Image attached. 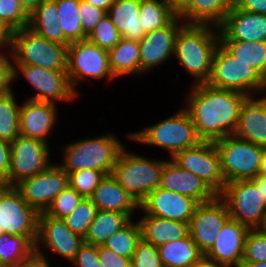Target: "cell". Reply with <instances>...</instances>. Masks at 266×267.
Listing matches in <instances>:
<instances>
[{
	"label": "cell",
	"instance_id": "cell-37",
	"mask_svg": "<svg viewBox=\"0 0 266 267\" xmlns=\"http://www.w3.org/2000/svg\"><path fill=\"white\" fill-rule=\"evenodd\" d=\"M132 220L107 238L103 246L120 256L132 258L137 244L142 240L140 224Z\"/></svg>",
	"mask_w": 266,
	"mask_h": 267
},
{
	"label": "cell",
	"instance_id": "cell-41",
	"mask_svg": "<svg viewBox=\"0 0 266 267\" xmlns=\"http://www.w3.org/2000/svg\"><path fill=\"white\" fill-rule=\"evenodd\" d=\"M121 34L111 22V19L106 14L95 26V28L87 35V40L99 46L101 49L109 51L120 40Z\"/></svg>",
	"mask_w": 266,
	"mask_h": 267
},
{
	"label": "cell",
	"instance_id": "cell-61",
	"mask_svg": "<svg viewBox=\"0 0 266 267\" xmlns=\"http://www.w3.org/2000/svg\"><path fill=\"white\" fill-rule=\"evenodd\" d=\"M260 229L266 233V214H265V219H264V222L262 224V226L260 227Z\"/></svg>",
	"mask_w": 266,
	"mask_h": 267
},
{
	"label": "cell",
	"instance_id": "cell-51",
	"mask_svg": "<svg viewBox=\"0 0 266 267\" xmlns=\"http://www.w3.org/2000/svg\"><path fill=\"white\" fill-rule=\"evenodd\" d=\"M234 4L243 11L266 14V0H234Z\"/></svg>",
	"mask_w": 266,
	"mask_h": 267
},
{
	"label": "cell",
	"instance_id": "cell-33",
	"mask_svg": "<svg viewBox=\"0 0 266 267\" xmlns=\"http://www.w3.org/2000/svg\"><path fill=\"white\" fill-rule=\"evenodd\" d=\"M35 256V245L26 237L0 233V266L20 267Z\"/></svg>",
	"mask_w": 266,
	"mask_h": 267
},
{
	"label": "cell",
	"instance_id": "cell-53",
	"mask_svg": "<svg viewBox=\"0 0 266 267\" xmlns=\"http://www.w3.org/2000/svg\"><path fill=\"white\" fill-rule=\"evenodd\" d=\"M12 31L7 28L0 21V51L6 47V50H10L11 47Z\"/></svg>",
	"mask_w": 266,
	"mask_h": 267
},
{
	"label": "cell",
	"instance_id": "cell-34",
	"mask_svg": "<svg viewBox=\"0 0 266 267\" xmlns=\"http://www.w3.org/2000/svg\"><path fill=\"white\" fill-rule=\"evenodd\" d=\"M219 41L231 55L249 64L266 79V41Z\"/></svg>",
	"mask_w": 266,
	"mask_h": 267
},
{
	"label": "cell",
	"instance_id": "cell-19",
	"mask_svg": "<svg viewBox=\"0 0 266 267\" xmlns=\"http://www.w3.org/2000/svg\"><path fill=\"white\" fill-rule=\"evenodd\" d=\"M198 204L191 197L158 187L140 203V211L146 215L190 223Z\"/></svg>",
	"mask_w": 266,
	"mask_h": 267
},
{
	"label": "cell",
	"instance_id": "cell-23",
	"mask_svg": "<svg viewBox=\"0 0 266 267\" xmlns=\"http://www.w3.org/2000/svg\"><path fill=\"white\" fill-rule=\"evenodd\" d=\"M159 187L191 197L198 203L211 201L216 196L198 176L181 168L172 159L164 163Z\"/></svg>",
	"mask_w": 266,
	"mask_h": 267
},
{
	"label": "cell",
	"instance_id": "cell-44",
	"mask_svg": "<svg viewBox=\"0 0 266 267\" xmlns=\"http://www.w3.org/2000/svg\"><path fill=\"white\" fill-rule=\"evenodd\" d=\"M266 261V233L260 228L250 229L244 245L242 262Z\"/></svg>",
	"mask_w": 266,
	"mask_h": 267
},
{
	"label": "cell",
	"instance_id": "cell-8",
	"mask_svg": "<svg viewBox=\"0 0 266 267\" xmlns=\"http://www.w3.org/2000/svg\"><path fill=\"white\" fill-rule=\"evenodd\" d=\"M225 183L249 180L259 175L263 147L233 135L214 142Z\"/></svg>",
	"mask_w": 266,
	"mask_h": 267
},
{
	"label": "cell",
	"instance_id": "cell-11",
	"mask_svg": "<svg viewBox=\"0 0 266 267\" xmlns=\"http://www.w3.org/2000/svg\"><path fill=\"white\" fill-rule=\"evenodd\" d=\"M39 213L22 197L15 186L0 190V233L26 236L34 245Z\"/></svg>",
	"mask_w": 266,
	"mask_h": 267
},
{
	"label": "cell",
	"instance_id": "cell-49",
	"mask_svg": "<svg viewBox=\"0 0 266 267\" xmlns=\"http://www.w3.org/2000/svg\"><path fill=\"white\" fill-rule=\"evenodd\" d=\"M98 257L101 267H131V258L120 256L103 245L98 246Z\"/></svg>",
	"mask_w": 266,
	"mask_h": 267
},
{
	"label": "cell",
	"instance_id": "cell-39",
	"mask_svg": "<svg viewBox=\"0 0 266 267\" xmlns=\"http://www.w3.org/2000/svg\"><path fill=\"white\" fill-rule=\"evenodd\" d=\"M97 211L98 209L92 203L90 198L83 197L73 212L63 220L72 232L81 235L84 238Z\"/></svg>",
	"mask_w": 266,
	"mask_h": 267
},
{
	"label": "cell",
	"instance_id": "cell-12",
	"mask_svg": "<svg viewBox=\"0 0 266 267\" xmlns=\"http://www.w3.org/2000/svg\"><path fill=\"white\" fill-rule=\"evenodd\" d=\"M49 143L18 135L10 143L8 186L46 170L51 165Z\"/></svg>",
	"mask_w": 266,
	"mask_h": 267
},
{
	"label": "cell",
	"instance_id": "cell-17",
	"mask_svg": "<svg viewBox=\"0 0 266 267\" xmlns=\"http://www.w3.org/2000/svg\"><path fill=\"white\" fill-rule=\"evenodd\" d=\"M84 238L72 232L63 219H58L40 212L38 215L37 239L35 249H48V253L58 254L72 262ZM45 246V247H44Z\"/></svg>",
	"mask_w": 266,
	"mask_h": 267
},
{
	"label": "cell",
	"instance_id": "cell-45",
	"mask_svg": "<svg viewBox=\"0 0 266 267\" xmlns=\"http://www.w3.org/2000/svg\"><path fill=\"white\" fill-rule=\"evenodd\" d=\"M131 267H164L156 246L141 240L131 258Z\"/></svg>",
	"mask_w": 266,
	"mask_h": 267
},
{
	"label": "cell",
	"instance_id": "cell-3",
	"mask_svg": "<svg viewBox=\"0 0 266 267\" xmlns=\"http://www.w3.org/2000/svg\"><path fill=\"white\" fill-rule=\"evenodd\" d=\"M124 146L113 133L70 142L64 145L63 162L58 165L67 174L81 169H95L105 175L111 174Z\"/></svg>",
	"mask_w": 266,
	"mask_h": 267
},
{
	"label": "cell",
	"instance_id": "cell-58",
	"mask_svg": "<svg viewBox=\"0 0 266 267\" xmlns=\"http://www.w3.org/2000/svg\"><path fill=\"white\" fill-rule=\"evenodd\" d=\"M21 5L30 14L44 0H19Z\"/></svg>",
	"mask_w": 266,
	"mask_h": 267
},
{
	"label": "cell",
	"instance_id": "cell-30",
	"mask_svg": "<svg viewBox=\"0 0 266 267\" xmlns=\"http://www.w3.org/2000/svg\"><path fill=\"white\" fill-rule=\"evenodd\" d=\"M139 41L121 40L108 51L109 66L115 78L140 75Z\"/></svg>",
	"mask_w": 266,
	"mask_h": 267
},
{
	"label": "cell",
	"instance_id": "cell-36",
	"mask_svg": "<svg viewBox=\"0 0 266 267\" xmlns=\"http://www.w3.org/2000/svg\"><path fill=\"white\" fill-rule=\"evenodd\" d=\"M177 16L165 0H141L139 20L146 33L164 28Z\"/></svg>",
	"mask_w": 266,
	"mask_h": 267
},
{
	"label": "cell",
	"instance_id": "cell-6",
	"mask_svg": "<svg viewBox=\"0 0 266 267\" xmlns=\"http://www.w3.org/2000/svg\"><path fill=\"white\" fill-rule=\"evenodd\" d=\"M165 161L145 158L123 147L111 174L124 190L141 203L159 187Z\"/></svg>",
	"mask_w": 266,
	"mask_h": 267
},
{
	"label": "cell",
	"instance_id": "cell-29",
	"mask_svg": "<svg viewBox=\"0 0 266 267\" xmlns=\"http://www.w3.org/2000/svg\"><path fill=\"white\" fill-rule=\"evenodd\" d=\"M234 5V0H193L179 15L185 24L219 27Z\"/></svg>",
	"mask_w": 266,
	"mask_h": 267
},
{
	"label": "cell",
	"instance_id": "cell-50",
	"mask_svg": "<svg viewBox=\"0 0 266 267\" xmlns=\"http://www.w3.org/2000/svg\"><path fill=\"white\" fill-rule=\"evenodd\" d=\"M10 143L0 139V181L8 186Z\"/></svg>",
	"mask_w": 266,
	"mask_h": 267
},
{
	"label": "cell",
	"instance_id": "cell-27",
	"mask_svg": "<svg viewBox=\"0 0 266 267\" xmlns=\"http://www.w3.org/2000/svg\"><path fill=\"white\" fill-rule=\"evenodd\" d=\"M140 3L141 0H115L106 13L124 39L140 41L147 34L139 20Z\"/></svg>",
	"mask_w": 266,
	"mask_h": 267
},
{
	"label": "cell",
	"instance_id": "cell-24",
	"mask_svg": "<svg viewBox=\"0 0 266 267\" xmlns=\"http://www.w3.org/2000/svg\"><path fill=\"white\" fill-rule=\"evenodd\" d=\"M233 136L266 147V94L245 99Z\"/></svg>",
	"mask_w": 266,
	"mask_h": 267
},
{
	"label": "cell",
	"instance_id": "cell-18",
	"mask_svg": "<svg viewBox=\"0 0 266 267\" xmlns=\"http://www.w3.org/2000/svg\"><path fill=\"white\" fill-rule=\"evenodd\" d=\"M185 22L177 16L164 28L148 32L139 41L140 75L155 69L174 56L175 39Z\"/></svg>",
	"mask_w": 266,
	"mask_h": 267
},
{
	"label": "cell",
	"instance_id": "cell-26",
	"mask_svg": "<svg viewBox=\"0 0 266 267\" xmlns=\"http://www.w3.org/2000/svg\"><path fill=\"white\" fill-rule=\"evenodd\" d=\"M138 220L142 240L159 247L162 244L178 240L189 235V223L143 214Z\"/></svg>",
	"mask_w": 266,
	"mask_h": 267
},
{
	"label": "cell",
	"instance_id": "cell-59",
	"mask_svg": "<svg viewBox=\"0 0 266 267\" xmlns=\"http://www.w3.org/2000/svg\"><path fill=\"white\" fill-rule=\"evenodd\" d=\"M259 175L266 176V147L263 148L261 163L259 168Z\"/></svg>",
	"mask_w": 266,
	"mask_h": 267
},
{
	"label": "cell",
	"instance_id": "cell-43",
	"mask_svg": "<svg viewBox=\"0 0 266 267\" xmlns=\"http://www.w3.org/2000/svg\"><path fill=\"white\" fill-rule=\"evenodd\" d=\"M82 198L83 197L69 185L54 198L45 213L54 218L64 219L73 212Z\"/></svg>",
	"mask_w": 266,
	"mask_h": 267
},
{
	"label": "cell",
	"instance_id": "cell-4",
	"mask_svg": "<svg viewBox=\"0 0 266 267\" xmlns=\"http://www.w3.org/2000/svg\"><path fill=\"white\" fill-rule=\"evenodd\" d=\"M130 141L159 147L169 151L171 159L182 150L197 146L198 137L192 118L183 107L169 118L154 123L138 132L126 135Z\"/></svg>",
	"mask_w": 266,
	"mask_h": 267
},
{
	"label": "cell",
	"instance_id": "cell-48",
	"mask_svg": "<svg viewBox=\"0 0 266 267\" xmlns=\"http://www.w3.org/2000/svg\"><path fill=\"white\" fill-rule=\"evenodd\" d=\"M75 267H101L98 246L83 243L71 262Z\"/></svg>",
	"mask_w": 266,
	"mask_h": 267
},
{
	"label": "cell",
	"instance_id": "cell-57",
	"mask_svg": "<svg viewBox=\"0 0 266 267\" xmlns=\"http://www.w3.org/2000/svg\"><path fill=\"white\" fill-rule=\"evenodd\" d=\"M96 8L104 10L106 13L115 0H84Z\"/></svg>",
	"mask_w": 266,
	"mask_h": 267
},
{
	"label": "cell",
	"instance_id": "cell-28",
	"mask_svg": "<svg viewBox=\"0 0 266 267\" xmlns=\"http://www.w3.org/2000/svg\"><path fill=\"white\" fill-rule=\"evenodd\" d=\"M37 35L45 39L68 46L70 42L64 37V33L58 21V9L55 0L42 1L30 14L27 26Z\"/></svg>",
	"mask_w": 266,
	"mask_h": 267
},
{
	"label": "cell",
	"instance_id": "cell-13",
	"mask_svg": "<svg viewBox=\"0 0 266 267\" xmlns=\"http://www.w3.org/2000/svg\"><path fill=\"white\" fill-rule=\"evenodd\" d=\"M172 160L181 168L198 176L216 195L222 193L226 183L214 142L202 141L197 146L178 152Z\"/></svg>",
	"mask_w": 266,
	"mask_h": 267
},
{
	"label": "cell",
	"instance_id": "cell-40",
	"mask_svg": "<svg viewBox=\"0 0 266 267\" xmlns=\"http://www.w3.org/2000/svg\"><path fill=\"white\" fill-rule=\"evenodd\" d=\"M0 21L13 32L28 26L29 13L19 0H0Z\"/></svg>",
	"mask_w": 266,
	"mask_h": 267
},
{
	"label": "cell",
	"instance_id": "cell-7",
	"mask_svg": "<svg viewBox=\"0 0 266 267\" xmlns=\"http://www.w3.org/2000/svg\"><path fill=\"white\" fill-rule=\"evenodd\" d=\"M13 65H33L54 71H66L67 47L49 41L28 27L12 32Z\"/></svg>",
	"mask_w": 266,
	"mask_h": 267
},
{
	"label": "cell",
	"instance_id": "cell-5",
	"mask_svg": "<svg viewBox=\"0 0 266 267\" xmlns=\"http://www.w3.org/2000/svg\"><path fill=\"white\" fill-rule=\"evenodd\" d=\"M207 84L219 89L238 91L247 96L256 94L259 97L266 94V79L249 64L231 55L220 43L213 56Z\"/></svg>",
	"mask_w": 266,
	"mask_h": 267
},
{
	"label": "cell",
	"instance_id": "cell-62",
	"mask_svg": "<svg viewBox=\"0 0 266 267\" xmlns=\"http://www.w3.org/2000/svg\"><path fill=\"white\" fill-rule=\"evenodd\" d=\"M5 184L2 182V181H0V190H1V188L4 186Z\"/></svg>",
	"mask_w": 266,
	"mask_h": 267
},
{
	"label": "cell",
	"instance_id": "cell-55",
	"mask_svg": "<svg viewBox=\"0 0 266 267\" xmlns=\"http://www.w3.org/2000/svg\"><path fill=\"white\" fill-rule=\"evenodd\" d=\"M169 7L179 16L193 0H165Z\"/></svg>",
	"mask_w": 266,
	"mask_h": 267
},
{
	"label": "cell",
	"instance_id": "cell-21",
	"mask_svg": "<svg viewBox=\"0 0 266 267\" xmlns=\"http://www.w3.org/2000/svg\"><path fill=\"white\" fill-rule=\"evenodd\" d=\"M218 28L219 40L266 41V14L243 11L234 4Z\"/></svg>",
	"mask_w": 266,
	"mask_h": 267
},
{
	"label": "cell",
	"instance_id": "cell-52",
	"mask_svg": "<svg viewBox=\"0 0 266 267\" xmlns=\"http://www.w3.org/2000/svg\"><path fill=\"white\" fill-rule=\"evenodd\" d=\"M44 252L41 248L35 249V256L20 267H52Z\"/></svg>",
	"mask_w": 266,
	"mask_h": 267
},
{
	"label": "cell",
	"instance_id": "cell-2",
	"mask_svg": "<svg viewBox=\"0 0 266 267\" xmlns=\"http://www.w3.org/2000/svg\"><path fill=\"white\" fill-rule=\"evenodd\" d=\"M219 43L218 27L184 24L179 29L175 39L174 56L187 73L195 78L194 85L207 83Z\"/></svg>",
	"mask_w": 266,
	"mask_h": 267
},
{
	"label": "cell",
	"instance_id": "cell-46",
	"mask_svg": "<svg viewBox=\"0 0 266 267\" xmlns=\"http://www.w3.org/2000/svg\"><path fill=\"white\" fill-rule=\"evenodd\" d=\"M79 15L82 29L84 33L88 35L95 28L96 24L106 15V12L84 0H80Z\"/></svg>",
	"mask_w": 266,
	"mask_h": 267
},
{
	"label": "cell",
	"instance_id": "cell-25",
	"mask_svg": "<svg viewBox=\"0 0 266 267\" xmlns=\"http://www.w3.org/2000/svg\"><path fill=\"white\" fill-rule=\"evenodd\" d=\"M98 210L127 214L131 219L140 203L124 190L112 174H106L89 197Z\"/></svg>",
	"mask_w": 266,
	"mask_h": 267
},
{
	"label": "cell",
	"instance_id": "cell-56",
	"mask_svg": "<svg viewBox=\"0 0 266 267\" xmlns=\"http://www.w3.org/2000/svg\"><path fill=\"white\" fill-rule=\"evenodd\" d=\"M257 188L260 189V194L262 195V198L266 205V176L257 175L256 177L251 179Z\"/></svg>",
	"mask_w": 266,
	"mask_h": 267
},
{
	"label": "cell",
	"instance_id": "cell-60",
	"mask_svg": "<svg viewBox=\"0 0 266 267\" xmlns=\"http://www.w3.org/2000/svg\"><path fill=\"white\" fill-rule=\"evenodd\" d=\"M239 267H266V261L263 262H241Z\"/></svg>",
	"mask_w": 266,
	"mask_h": 267
},
{
	"label": "cell",
	"instance_id": "cell-9",
	"mask_svg": "<svg viewBox=\"0 0 266 267\" xmlns=\"http://www.w3.org/2000/svg\"><path fill=\"white\" fill-rule=\"evenodd\" d=\"M67 74L73 90L89 79L108 81L116 79L109 66L108 51L90 43L87 39L74 41L67 46ZM88 78V80H87Z\"/></svg>",
	"mask_w": 266,
	"mask_h": 267
},
{
	"label": "cell",
	"instance_id": "cell-16",
	"mask_svg": "<svg viewBox=\"0 0 266 267\" xmlns=\"http://www.w3.org/2000/svg\"><path fill=\"white\" fill-rule=\"evenodd\" d=\"M230 218L228 207L219 195L197 205L189 223V234L202 254L214 245L218 233Z\"/></svg>",
	"mask_w": 266,
	"mask_h": 267
},
{
	"label": "cell",
	"instance_id": "cell-14",
	"mask_svg": "<svg viewBox=\"0 0 266 267\" xmlns=\"http://www.w3.org/2000/svg\"><path fill=\"white\" fill-rule=\"evenodd\" d=\"M20 73L37 91L27 99L57 104L59 100L73 101L79 95L73 90L67 71H54L33 65H14V81Z\"/></svg>",
	"mask_w": 266,
	"mask_h": 267
},
{
	"label": "cell",
	"instance_id": "cell-32",
	"mask_svg": "<svg viewBox=\"0 0 266 267\" xmlns=\"http://www.w3.org/2000/svg\"><path fill=\"white\" fill-rule=\"evenodd\" d=\"M130 220L131 218L127 214L121 212L98 210L84 236V243L94 246L104 245L107 238L124 227Z\"/></svg>",
	"mask_w": 266,
	"mask_h": 267
},
{
	"label": "cell",
	"instance_id": "cell-20",
	"mask_svg": "<svg viewBox=\"0 0 266 267\" xmlns=\"http://www.w3.org/2000/svg\"><path fill=\"white\" fill-rule=\"evenodd\" d=\"M57 104L27 99L20 105L19 135L48 143L59 112Z\"/></svg>",
	"mask_w": 266,
	"mask_h": 267
},
{
	"label": "cell",
	"instance_id": "cell-15",
	"mask_svg": "<svg viewBox=\"0 0 266 267\" xmlns=\"http://www.w3.org/2000/svg\"><path fill=\"white\" fill-rule=\"evenodd\" d=\"M68 186L69 174L53 162L46 170L15 185L23 199L38 213L45 212L54 198Z\"/></svg>",
	"mask_w": 266,
	"mask_h": 267
},
{
	"label": "cell",
	"instance_id": "cell-10",
	"mask_svg": "<svg viewBox=\"0 0 266 267\" xmlns=\"http://www.w3.org/2000/svg\"><path fill=\"white\" fill-rule=\"evenodd\" d=\"M219 196L225 201L231 219L237 220L250 229L262 226L266 205L260 189L251 179L226 183Z\"/></svg>",
	"mask_w": 266,
	"mask_h": 267
},
{
	"label": "cell",
	"instance_id": "cell-38",
	"mask_svg": "<svg viewBox=\"0 0 266 267\" xmlns=\"http://www.w3.org/2000/svg\"><path fill=\"white\" fill-rule=\"evenodd\" d=\"M14 91L0 96V139L11 143L19 135L20 105Z\"/></svg>",
	"mask_w": 266,
	"mask_h": 267
},
{
	"label": "cell",
	"instance_id": "cell-22",
	"mask_svg": "<svg viewBox=\"0 0 266 267\" xmlns=\"http://www.w3.org/2000/svg\"><path fill=\"white\" fill-rule=\"evenodd\" d=\"M249 230L250 228L246 225L230 218L218 233L214 245L205 255L228 267H239Z\"/></svg>",
	"mask_w": 266,
	"mask_h": 267
},
{
	"label": "cell",
	"instance_id": "cell-42",
	"mask_svg": "<svg viewBox=\"0 0 266 267\" xmlns=\"http://www.w3.org/2000/svg\"><path fill=\"white\" fill-rule=\"evenodd\" d=\"M104 176L100 170H77L69 173V185L82 197L89 198Z\"/></svg>",
	"mask_w": 266,
	"mask_h": 267
},
{
	"label": "cell",
	"instance_id": "cell-31",
	"mask_svg": "<svg viewBox=\"0 0 266 267\" xmlns=\"http://www.w3.org/2000/svg\"><path fill=\"white\" fill-rule=\"evenodd\" d=\"M164 267H191L203 255L190 234L157 247Z\"/></svg>",
	"mask_w": 266,
	"mask_h": 267
},
{
	"label": "cell",
	"instance_id": "cell-1",
	"mask_svg": "<svg viewBox=\"0 0 266 267\" xmlns=\"http://www.w3.org/2000/svg\"><path fill=\"white\" fill-rule=\"evenodd\" d=\"M191 86L184 108L192 118L198 137L202 141L215 142L233 135L241 106L248 96L207 83Z\"/></svg>",
	"mask_w": 266,
	"mask_h": 267
},
{
	"label": "cell",
	"instance_id": "cell-35",
	"mask_svg": "<svg viewBox=\"0 0 266 267\" xmlns=\"http://www.w3.org/2000/svg\"><path fill=\"white\" fill-rule=\"evenodd\" d=\"M58 9V21L64 37L71 43L83 41L87 35L82 29L79 15L80 0H55Z\"/></svg>",
	"mask_w": 266,
	"mask_h": 267
},
{
	"label": "cell",
	"instance_id": "cell-54",
	"mask_svg": "<svg viewBox=\"0 0 266 267\" xmlns=\"http://www.w3.org/2000/svg\"><path fill=\"white\" fill-rule=\"evenodd\" d=\"M193 267H228L226 264L217 260L211 259L203 254L199 260L193 265Z\"/></svg>",
	"mask_w": 266,
	"mask_h": 267
},
{
	"label": "cell",
	"instance_id": "cell-47",
	"mask_svg": "<svg viewBox=\"0 0 266 267\" xmlns=\"http://www.w3.org/2000/svg\"><path fill=\"white\" fill-rule=\"evenodd\" d=\"M9 58H13L10 50L6 53L4 50L0 51V96L13 90L11 83L14 81V65Z\"/></svg>",
	"mask_w": 266,
	"mask_h": 267
}]
</instances>
